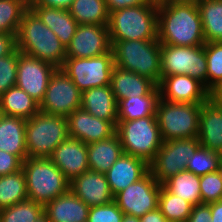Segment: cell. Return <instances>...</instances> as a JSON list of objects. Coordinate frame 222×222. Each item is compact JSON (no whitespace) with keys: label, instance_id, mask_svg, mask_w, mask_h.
Returning a JSON list of instances; mask_svg holds the SVG:
<instances>
[{"label":"cell","instance_id":"f907efd6","mask_svg":"<svg viewBox=\"0 0 222 222\" xmlns=\"http://www.w3.org/2000/svg\"><path fill=\"white\" fill-rule=\"evenodd\" d=\"M197 0H156L155 3L158 6H168L172 4H180V3H193Z\"/></svg>","mask_w":222,"mask_h":222},{"label":"cell","instance_id":"9c48e42d","mask_svg":"<svg viewBox=\"0 0 222 222\" xmlns=\"http://www.w3.org/2000/svg\"><path fill=\"white\" fill-rule=\"evenodd\" d=\"M161 76L189 75L207 88V61L204 45H161Z\"/></svg>","mask_w":222,"mask_h":222},{"label":"cell","instance_id":"8fae6325","mask_svg":"<svg viewBox=\"0 0 222 222\" xmlns=\"http://www.w3.org/2000/svg\"><path fill=\"white\" fill-rule=\"evenodd\" d=\"M200 146L197 137L163 141L157 154L148 164L149 172L161 185L180 171L186 170L187 162Z\"/></svg>","mask_w":222,"mask_h":222},{"label":"cell","instance_id":"4fadbf2b","mask_svg":"<svg viewBox=\"0 0 222 222\" xmlns=\"http://www.w3.org/2000/svg\"><path fill=\"white\" fill-rule=\"evenodd\" d=\"M161 186L148 171L141 179L117 193L114 202L124 214L140 218L158 208Z\"/></svg>","mask_w":222,"mask_h":222},{"label":"cell","instance_id":"5bb4252c","mask_svg":"<svg viewBox=\"0 0 222 222\" xmlns=\"http://www.w3.org/2000/svg\"><path fill=\"white\" fill-rule=\"evenodd\" d=\"M57 68L18 51L16 84L39 104L43 100L50 78Z\"/></svg>","mask_w":222,"mask_h":222},{"label":"cell","instance_id":"f1b7e54d","mask_svg":"<svg viewBox=\"0 0 222 222\" xmlns=\"http://www.w3.org/2000/svg\"><path fill=\"white\" fill-rule=\"evenodd\" d=\"M160 98L159 87L156 86L148 95L128 97L118 102V121H131L139 118L155 116L156 106Z\"/></svg>","mask_w":222,"mask_h":222},{"label":"cell","instance_id":"681fc988","mask_svg":"<svg viewBox=\"0 0 222 222\" xmlns=\"http://www.w3.org/2000/svg\"><path fill=\"white\" fill-rule=\"evenodd\" d=\"M209 99L216 103L222 105V80L219 81L210 91Z\"/></svg>","mask_w":222,"mask_h":222},{"label":"cell","instance_id":"4dcf8cb0","mask_svg":"<svg viewBox=\"0 0 222 222\" xmlns=\"http://www.w3.org/2000/svg\"><path fill=\"white\" fill-rule=\"evenodd\" d=\"M69 12L78 24L108 25L105 0H74Z\"/></svg>","mask_w":222,"mask_h":222},{"label":"cell","instance_id":"8d00e7d4","mask_svg":"<svg viewBox=\"0 0 222 222\" xmlns=\"http://www.w3.org/2000/svg\"><path fill=\"white\" fill-rule=\"evenodd\" d=\"M221 163V153L209 150L200 145L193 154V157L189 158L186 170L195 175L201 176L217 172Z\"/></svg>","mask_w":222,"mask_h":222},{"label":"cell","instance_id":"52a82bcc","mask_svg":"<svg viewBox=\"0 0 222 222\" xmlns=\"http://www.w3.org/2000/svg\"><path fill=\"white\" fill-rule=\"evenodd\" d=\"M116 133L123 152L143 159L147 164L153 160L163 143L156 116L118 121Z\"/></svg>","mask_w":222,"mask_h":222},{"label":"cell","instance_id":"d6986e66","mask_svg":"<svg viewBox=\"0 0 222 222\" xmlns=\"http://www.w3.org/2000/svg\"><path fill=\"white\" fill-rule=\"evenodd\" d=\"M69 190L89 207L114 201V195L104 173L88 170L70 182Z\"/></svg>","mask_w":222,"mask_h":222},{"label":"cell","instance_id":"e0dca14e","mask_svg":"<svg viewBox=\"0 0 222 222\" xmlns=\"http://www.w3.org/2000/svg\"><path fill=\"white\" fill-rule=\"evenodd\" d=\"M66 119L69 137L85 144L109 138L116 133V127L111 122L99 119L82 108L74 110Z\"/></svg>","mask_w":222,"mask_h":222},{"label":"cell","instance_id":"f6af8a7d","mask_svg":"<svg viewBox=\"0 0 222 222\" xmlns=\"http://www.w3.org/2000/svg\"><path fill=\"white\" fill-rule=\"evenodd\" d=\"M151 0H105L109 13L126 7L148 4Z\"/></svg>","mask_w":222,"mask_h":222},{"label":"cell","instance_id":"c3c4849f","mask_svg":"<svg viewBox=\"0 0 222 222\" xmlns=\"http://www.w3.org/2000/svg\"><path fill=\"white\" fill-rule=\"evenodd\" d=\"M208 205L211 207V222H222V200Z\"/></svg>","mask_w":222,"mask_h":222},{"label":"cell","instance_id":"d4e9b609","mask_svg":"<svg viewBox=\"0 0 222 222\" xmlns=\"http://www.w3.org/2000/svg\"><path fill=\"white\" fill-rule=\"evenodd\" d=\"M26 119L0 114V150L18 156L24 161L27 155Z\"/></svg>","mask_w":222,"mask_h":222},{"label":"cell","instance_id":"f35d334b","mask_svg":"<svg viewBox=\"0 0 222 222\" xmlns=\"http://www.w3.org/2000/svg\"><path fill=\"white\" fill-rule=\"evenodd\" d=\"M201 204H209L222 200V180L219 172L200 176Z\"/></svg>","mask_w":222,"mask_h":222},{"label":"cell","instance_id":"ba28073f","mask_svg":"<svg viewBox=\"0 0 222 222\" xmlns=\"http://www.w3.org/2000/svg\"><path fill=\"white\" fill-rule=\"evenodd\" d=\"M201 104L173 103L159 98L155 116L163 141L198 137Z\"/></svg>","mask_w":222,"mask_h":222},{"label":"cell","instance_id":"ac0fdd59","mask_svg":"<svg viewBox=\"0 0 222 222\" xmlns=\"http://www.w3.org/2000/svg\"><path fill=\"white\" fill-rule=\"evenodd\" d=\"M50 160L71 182L89 170L87 144L68 136L54 149Z\"/></svg>","mask_w":222,"mask_h":222},{"label":"cell","instance_id":"4316f807","mask_svg":"<svg viewBox=\"0 0 222 222\" xmlns=\"http://www.w3.org/2000/svg\"><path fill=\"white\" fill-rule=\"evenodd\" d=\"M89 170L106 173L124 153L120 138L113 136L87 144Z\"/></svg>","mask_w":222,"mask_h":222},{"label":"cell","instance_id":"60d3db41","mask_svg":"<svg viewBox=\"0 0 222 222\" xmlns=\"http://www.w3.org/2000/svg\"><path fill=\"white\" fill-rule=\"evenodd\" d=\"M124 213L112 201L109 204L92 206L88 213V222H122Z\"/></svg>","mask_w":222,"mask_h":222},{"label":"cell","instance_id":"8992f818","mask_svg":"<svg viewBox=\"0 0 222 222\" xmlns=\"http://www.w3.org/2000/svg\"><path fill=\"white\" fill-rule=\"evenodd\" d=\"M67 119L39 111L26 119V147L28 158H50L54 149L67 137Z\"/></svg>","mask_w":222,"mask_h":222},{"label":"cell","instance_id":"9a60e30c","mask_svg":"<svg viewBox=\"0 0 222 222\" xmlns=\"http://www.w3.org/2000/svg\"><path fill=\"white\" fill-rule=\"evenodd\" d=\"M111 47L107 26L79 24L75 35L66 48V57H96L110 52Z\"/></svg>","mask_w":222,"mask_h":222},{"label":"cell","instance_id":"6da1fadb","mask_svg":"<svg viewBox=\"0 0 222 222\" xmlns=\"http://www.w3.org/2000/svg\"><path fill=\"white\" fill-rule=\"evenodd\" d=\"M158 40L161 45H204L206 42L197 3L158 6Z\"/></svg>","mask_w":222,"mask_h":222},{"label":"cell","instance_id":"f5cc1de1","mask_svg":"<svg viewBox=\"0 0 222 222\" xmlns=\"http://www.w3.org/2000/svg\"><path fill=\"white\" fill-rule=\"evenodd\" d=\"M35 222H50V220L48 219L47 215L43 213L35 220Z\"/></svg>","mask_w":222,"mask_h":222},{"label":"cell","instance_id":"3957f363","mask_svg":"<svg viewBox=\"0 0 222 222\" xmlns=\"http://www.w3.org/2000/svg\"><path fill=\"white\" fill-rule=\"evenodd\" d=\"M107 27L111 44L124 40H157L158 5L150 1L111 12Z\"/></svg>","mask_w":222,"mask_h":222},{"label":"cell","instance_id":"7c38bea8","mask_svg":"<svg viewBox=\"0 0 222 222\" xmlns=\"http://www.w3.org/2000/svg\"><path fill=\"white\" fill-rule=\"evenodd\" d=\"M82 92L61 68L52 74L43 100L39 104L41 112L67 117L81 108Z\"/></svg>","mask_w":222,"mask_h":222},{"label":"cell","instance_id":"816d5d0a","mask_svg":"<svg viewBox=\"0 0 222 222\" xmlns=\"http://www.w3.org/2000/svg\"><path fill=\"white\" fill-rule=\"evenodd\" d=\"M122 222H140V218L124 214Z\"/></svg>","mask_w":222,"mask_h":222},{"label":"cell","instance_id":"b9f144b4","mask_svg":"<svg viewBox=\"0 0 222 222\" xmlns=\"http://www.w3.org/2000/svg\"><path fill=\"white\" fill-rule=\"evenodd\" d=\"M23 161L16 155L0 150V176L22 169Z\"/></svg>","mask_w":222,"mask_h":222},{"label":"cell","instance_id":"f546056e","mask_svg":"<svg viewBox=\"0 0 222 222\" xmlns=\"http://www.w3.org/2000/svg\"><path fill=\"white\" fill-rule=\"evenodd\" d=\"M205 42H222V0L196 1Z\"/></svg>","mask_w":222,"mask_h":222},{"label":"cell","instance_id":"db71d44e","mask_svg":"<svg viewBox=\"0 0 222 222\" xmlns=\"http://www.w3.org/2000/svg\"><path fill=\"white\" fill-rule=\"evenodd\" d=\"M218 172H219V175H220L221 180H222V163L219 166Z\"/></svg>","mask_w":222,"mask_h":222},{"label":"cell","instance_id":"7dc6e473","mask_svg":"<svg viewBox=\"0 0 222 222\" xmlns=\"http://www.w3.org/2000/svg\"><path fill=\"white\" fill-rule=\"evenodd\" d=\"M140 222H168L159 208L145 213L140 217Z\"/></svg>","mask_w":222,"mask_h":222},{"label":"cell","instance_id":"ab89813d","mask_svg":"<svg viewBox=\"0 0 222 222\" xmlns=\"http://www.w3.org/2000/svg\"><path fill=\"white\" fill-rule=\"evenodd\" d=\"M18 50L0 57V95L15 86L17 79Z\"/></svg>","mask_w":222,"mask_h":222},{"label":"cell","instance_id":"1f68e13d","mask_svg":"<svg viewBox=\"0 0 222 222\" xmlns=\"http://www.w3.org/2000/svg\"><path fill=\"white\" fill-rule=\"evenodd\" d=\"M170 193L183 198L193 206L201 204L200 176L180 171L162 184Z\"/></svg>","mask_w":222,"mask_h":222},{"label":"cell","instance_id":"bcb514c9","mask_svg":"<svg viewBox=\"0 0 222 222\" xmlns=\"http://www.w3.org/2000/svg\"><path fill=\"white\" fill-rule=\"evenodd\" d=\"M74 0H29V6H45L69 10Z\"/></svg>","mask_w":222,"mask_h":222},{"label":"cell","instance_id":"44dd1931","mask_svg":"<svg viewBox=\"0 0 222 222\" xmlns=\"http://www.w3.org/2000/svg\"><path fill=\"white\" fill-rule=\"evenodd\" d=\"M197 138L201 146L219 153L222 151V105L210 99L201 104Z\"/></svg>","mask_w":222,"mask_h":222},{"label":"cell","instance_id":"74e56055","mask_svg":"<svg viewBox=\"0 0 222 222\" xmlns=\"http://www.w3.org/2000/svg\"><path fill=\"white\" fill-rule=\"evenodd\" d=\"M207 61V89L210 91L222 80V42L204 44Z\"/></svg>","mask_w":222,"mask_h":222},{"label":"cell","instance_id":"e575fe53","mask_svg":"<svg viewBox=\"0 0 222 222\" xmlns=\"http://www.w3.org/2000/svg\"><path fill=\"white\" fill-rule=\"evenodd\" d=\"M29 0H0V33L16 35Z\"/></svg>","mask_w":222,"mask_h":222},{"label":"cell","instance_id":"7a4b0ae2","mask_svg":"<svg viewBox=\"0 0 222 222\" xmlns=\"http://www.w3.org/2000/svg\"><path fill=\"white\" fill-rule=\"evenodd\" d=\"M16 46L19 52L52 64L56 68H62L65 62L66 48L30 7L19 23Z\"/></svg>","mask_w":222,"mask_h":222},{"label":"cell","instance_id":"30bf717a","mask_svg":"<svg viewBox=\"0 0 222 222\" xmlns=\"http://www.w3.org/2000/svg\"><path fill=\"white\" fill-rule=\"evenodd\" d=\"M114 66L111 50L106 54L90 58L66 57L61 69L83 92L87 89L110 85Z\"/></svg>","mask_w":222,"mask_h":222},{"label":"cell","instance_id":"7402d4cb","mask_svg":"<svg viewBox=\"0 0 222 222\" xmlns=\"http://www.w3.org/2000/svg\"><path fill=\"white\" fill-rule=\"evenodd\" d=\"M110 85L95 87L82 92L81 108L89 114L111 122H118V106Z\"/></svg>","mask_w":222,"mask_h":222},{"label":"cell","instance_id":"ffe728a7","mask_svg":"<svg viewBox=\"0 0 222 222\" xmlns=\"http://www.w3.org/2000/svg\"><path fill=\"white\" fill-rule=\"evenodd\" d=\"M148 171L149 166L143 159L123 153L105 175L115 196L141 179Z\"/></svg>","mask_w":222,"mask_h":222},{"label":"cell","instance_id":"7bdbcfd3","mask_svg":"<svg viewBox=\"0 0 222 222\" xmlns=\"http://www.w3.org/2000/svg\"><path fill=\"white\" fill-rule=\"evenodd\" d=\"M186 222H211V207L208 204L193 206Z\"/></svg>","mask_w":222,"mask_h":222},{"label":"cell","instance_id":"603a6c76","mask_svg":"<svg viewBox=\"0 0 222 222\" xmlns=\"http://www.w3.org/2000/svg\"><path fill=\"white\" fill-rule=\"evenodd\" d=\"M89 209L71 190L44 205L50 222H87Z\"/></svg>","mask_w":222,"mask_h":222},{"label":"cell","instance_id":"ee69618b","mask_svg":"<svg viewBox=\"0 0 222 222\" xmlns=\"http://www.w3.org/2000/svg\"><path fill=\"white\" fill-rule=\"evenodd\" d=\"M17 50L16 35L0 33V57H5Z\"/></svg>","mask_w":222,"mask_h":222},{"label":"cell","instance_id":"d590c367","mask_svg":"<svg viewBox=\"0 0 222 222\" xmlns=\"http://www.w3.org/2000/svg\"><path fill=\"white\" fill-rule=\"evenodd\" d=\"M44 213V205L26 199L0 210V222H35Z\"/></svg>","mask_w":222,"mask_h":222},{"label":"cell","instance_id":"5b68a950","mask_svg":"<svg viewBox=\"0 0 222 222\" xmlns=\"http://www.w3.org/2000/svg\"><path fill=\"white\" fill-rule=\"evenodd\" d=\"M28 199L42 205L69 190L70 182L50 158H26L22 164Z\"/></svg>","mask_w":222,"mask_h":222},{"label":"cell","instance_id":"cb8c5ba5","mask_svg":"<svg viewBox=\"0 0 222 222\" xmlns=\"http://www.w3.org/2000/svg\"><path fill=\"white\" fill-rule=\"evenodd\" d=\"M110 86L118 103L128 97L148 95L157 85L145 76L114 66Z\"/></svg>","mask_w":222,"mask_h":222},{"label":"cell","instance_id":"d6a6232c","mask_svg":"<svg viewBox=\"0 0 222 222\" xmlns=\"http://www.w3.org/2000/svg\"><path fill=\"white\" fill-rule=\"evenodd\" d=\"M26 199V177L22 169L0 176V210Z\"/></svg>","mask_w":222,"mask_h":222},{"label":"cell","instance_id":"277c9868","mask_svg":"<svg viewBox=\"0 0 222 222\" xmlns=\"http://www.w3.org/2000/svg\"><path fill=\"white\" fill-rule=\"evenodd\" d=\"M114 65L152 80L161 81V44L159 40H124L112 43Z\"/></svg>","mask_w":222,"mask_h":222},{"label":"cell","instance_id":"484cf974","mask_svg":"<svg viewBox=\"0 0 222 222\" xmlns=\"http://www.w3.org/2000/svg\"><path fill=\"white\" fill-rule=\"evenodd\" d=\"M29 7L38 15L41 21L59 38L64 47L67 48L79 25L71 16L69 10L45 6Z\"/></svg>","mask_w":222,"mask_h":222},{"label":"cell","instance_id":"83f0119b","mask_svg":"<svg viewBox=\"0 0 222 222\" xmlns=\"http://www.w3.org/2000/svg\"><path fill=\"white\" fill-rule=\"evenodd\" d=\"M39 111V103L17 86L9 88L0 95L2 115L29 119Z\"/></svg>","mask_w":222,"mask_h":222},{"label":"cell","instance_id":"2e32d148","mask_svg":"<svg viewBox=\"0 0 222 222\" xmlns=\"http://www.w3.org/2000/svg\"><path fill=\"white\" fill-rule=\"evenodd\" d=\"M160 98L173 103L203 104L209 100V90L189 75L161 76Z\"/></svg>","mask_w":222,"mask_h":222},{"label":"cell","instance_id":"836d02e7","mask_svg":"<svg viewBox=\"0 0 222 222\" xmlns=\"http://www.w3.org/2000/svg\"><path fill=\"white\" fill-rule=\"evenodd\" d=\"M192 207L191 203L170 193L163 185L161 186L158 208L168 222H186Z\"/></svg>","mask_w":222,"mask_h":222}]
</instances>
